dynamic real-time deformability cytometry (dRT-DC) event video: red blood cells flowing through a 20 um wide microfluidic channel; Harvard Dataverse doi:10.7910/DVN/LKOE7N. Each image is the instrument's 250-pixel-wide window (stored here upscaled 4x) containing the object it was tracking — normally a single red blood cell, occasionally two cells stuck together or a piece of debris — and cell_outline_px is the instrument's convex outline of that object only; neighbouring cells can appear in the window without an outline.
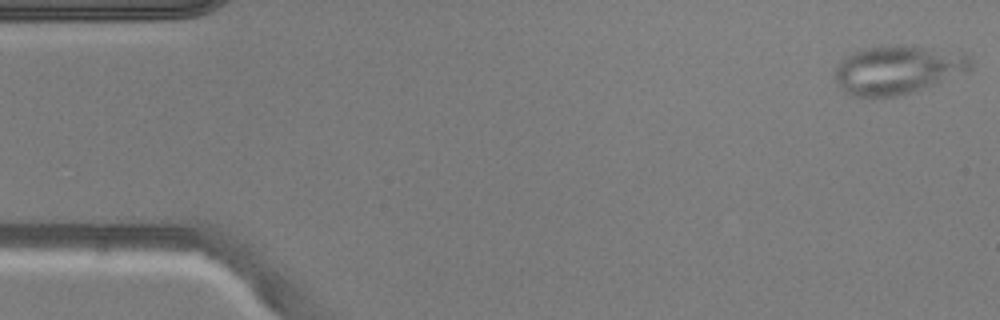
{"species": "common noctule bat (a hibernating species)", "species_latin": "Nyctalus noctula", "temperature_condition": "warm", "stored_images_in_passage": 5, "camera_frame_rate_fps": 3000, "um_per_image_px": 0.085, "animal": {"sex": "male", "body_mass_g": 20.5, "forearm_length_mm": 52.5}, "frame": {"image": 1, "passage_image": 1, "time_ms": 0.0, "image_size_px": [1000, 320], "cell_outline_px": [[972, 68], [968, 72], [896, 96], [852, 96], [844, 92], [840, 88], [832, 76], [836, 68], [852, 52], [884, 44], [896, 44], [964, 52], [972, 56]], "centroid_in_image_um": [76.32, 5.9], "position_along_channel_um": 8.7, "area_um2": 38.38}}